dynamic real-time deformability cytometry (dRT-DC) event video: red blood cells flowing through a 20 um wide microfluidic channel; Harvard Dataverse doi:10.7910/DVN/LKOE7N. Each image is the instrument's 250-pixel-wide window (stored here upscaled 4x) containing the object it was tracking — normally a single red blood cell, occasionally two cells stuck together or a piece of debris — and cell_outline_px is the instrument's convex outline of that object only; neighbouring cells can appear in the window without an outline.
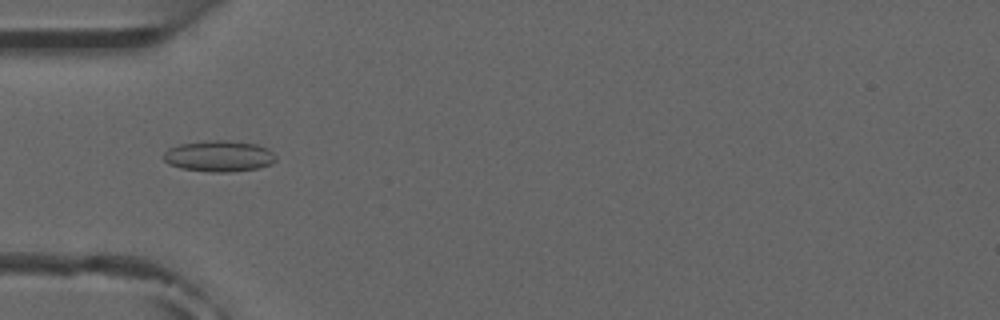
{"species": "common noctule bat (a hibernating species)", "species_latin": "Nyctalus noctula", "temperature_condition": "room temperature", "stored_images_in_passage": 7, "camera_frame_rate_fps": 3000, "um_per_image_px": 0.085, "animal": {"sex": "male", "forearm_length_mm": 52.5}, "frame": {"image": 1, "passage_image": 5, "time_ms": 5.333, "image_size_px": [1000, 320], "cell_outline_px": [[276, 160], [272, 164], [256, 168], [228, 172], [212, 172], [180, 168], [168, 164], [164, 160], [164, 152], [168, 148], [180, 144], [204, 140], [228, 140], [256, 144], [268, 148], [276, 156]], "centroid_in_image_um": [18.61, 13.26], "position_along_channel_um": 66.4, "area_um2": 20.46}}
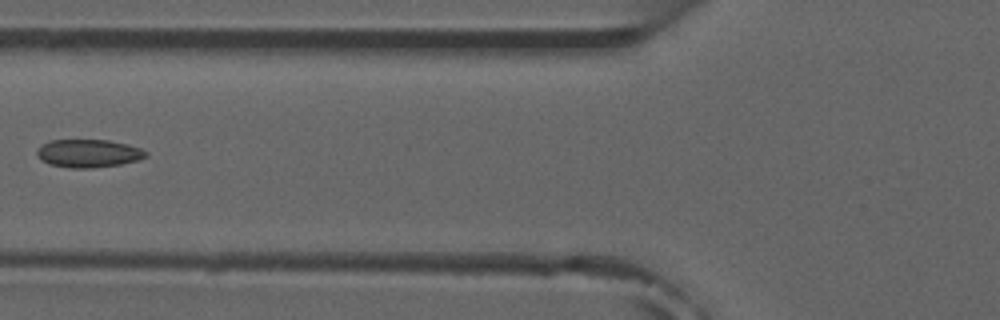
{"frame": {"image": 2, "passage_image": 6, "time_ms": 6.667, "image_size_px": [1000, 320], "cell_outline_px": [[148, 156], [136, 160], [120, 164], [92, 168], [68, 168], [48, 164], [40, 160], [36, 152], [40, 144], [48, 140], [108, 140], [128, 144], [140, 148], [148, 152]], "centroid_in_image_um": [7.47, 13.03], "position_along_channel_um": 118.3, "area_um2": 17.98}}
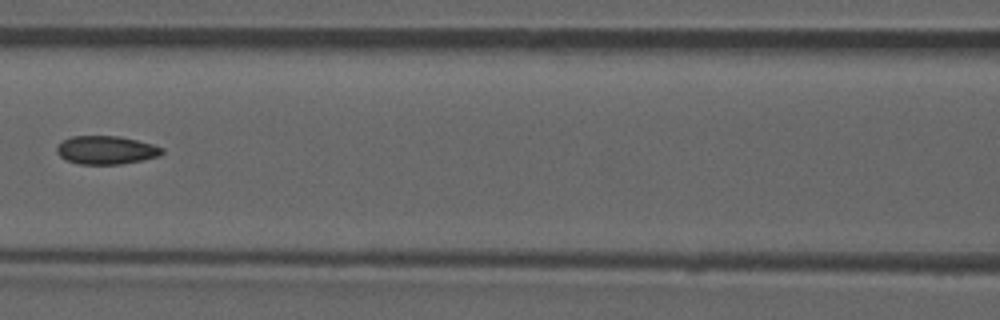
{"frame": {"image": 3, "passage_image": 7, "time_ms": 7.667, "image_size_px": [1000, 320], "cell_outline_px": [[164, 152], [160, 156], [120, 164], [80, 164], [64, 160], [56, 152], [56, 148], [64, 140], [72, 136], [120, 136], [152, 144], [164, 148]], "centroid_in_image_um": [9.02, 12.76], "position_along_channel_um": 157.6, "area_um2": 17.34}}